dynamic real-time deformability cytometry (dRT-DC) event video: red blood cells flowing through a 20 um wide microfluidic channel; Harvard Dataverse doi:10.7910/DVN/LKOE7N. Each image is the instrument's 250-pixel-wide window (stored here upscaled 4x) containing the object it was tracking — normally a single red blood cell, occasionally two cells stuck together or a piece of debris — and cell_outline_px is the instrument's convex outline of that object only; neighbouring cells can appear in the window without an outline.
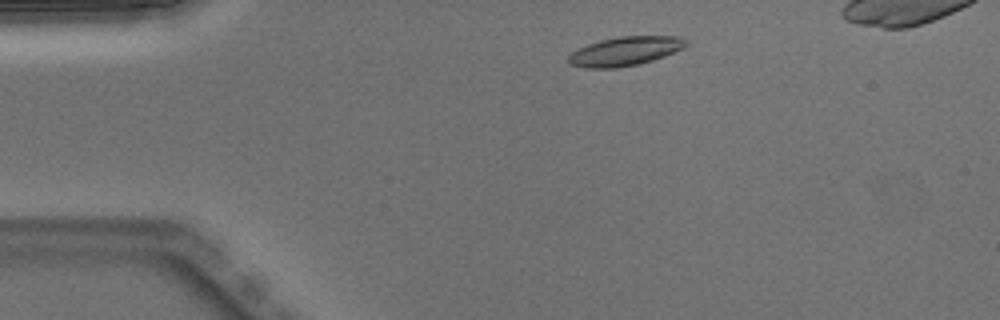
{"species": "Egyptian fruit bat (a non-hibernating species)", "species_latin": "Rousettus aegyptiacus", "temperature_condition": "warm", "stored_images_in_passage": 41, "camera_frame_rate_fps": 3000, "um_per_image_px": 0.085, "animal": {"sex": "male"}, "frame": {"image": 1, "passage_image": 4, "time_ms": 1.0, "image_size_px": [1000, 320], "cell_outline_px": [[688, 44], [684, 48], [664, 56], [640, 64], [616, 68], [584, 68], [568, 64], [568, 56], [576, 48], [600, 40], [620, 36], [680, 36], [688, 40]], "centroid_in_image_um": [53.13, 4.35], "position_along_channel_um": 31.9, "area_um2": 20.11}}
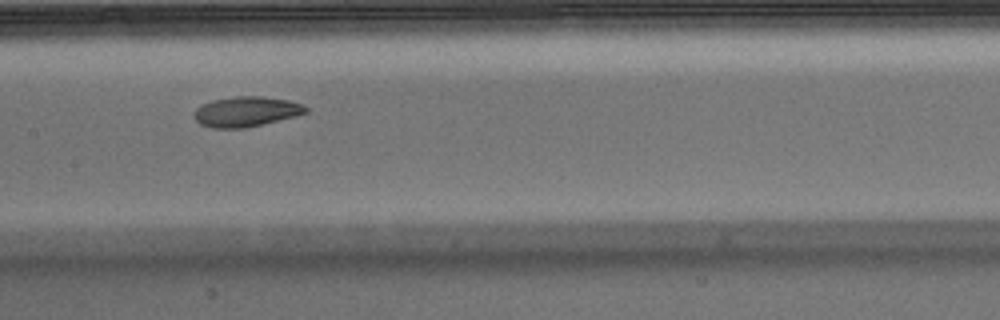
{"frame": {"image": 2, "passage_image": 19, "time_ms": 6.0, "image_size_px": [1000, 320], "cell_outline_px": [[308, 112], [296, 116], [244, 128], [212, 128], [200, 124], [192, 116], [192, 112], [196, 108], [212, 100], [236, 96], [260, 96], [288, 100], [304, 104], [308, 108]], "centroid_in_image_um": [20.91, 9.48], "position_along_channel_um": 186.5, "area_um2": 19.65}}
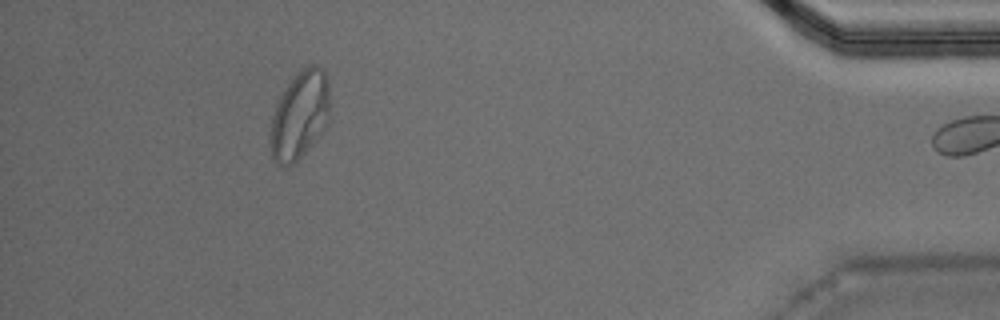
{"frame": {"image": 3, "passage_image": 40, "time_ms": 13.0, "image_size_px": [1000, 320], "cell_outline_px": [[332, 120], [324, 132], [292, 164], [284, 168], [276, 164], [272, 156], [268, 140], [268, 136], [272, 116], [276, 104], [280, 96], [296, 72], [308, 64], [316, 64], [328, 76]], "centroid_in_image_um": [25.51, 9.79], "position_along_channel_um": 409.7, "area_um2": 31.67}}